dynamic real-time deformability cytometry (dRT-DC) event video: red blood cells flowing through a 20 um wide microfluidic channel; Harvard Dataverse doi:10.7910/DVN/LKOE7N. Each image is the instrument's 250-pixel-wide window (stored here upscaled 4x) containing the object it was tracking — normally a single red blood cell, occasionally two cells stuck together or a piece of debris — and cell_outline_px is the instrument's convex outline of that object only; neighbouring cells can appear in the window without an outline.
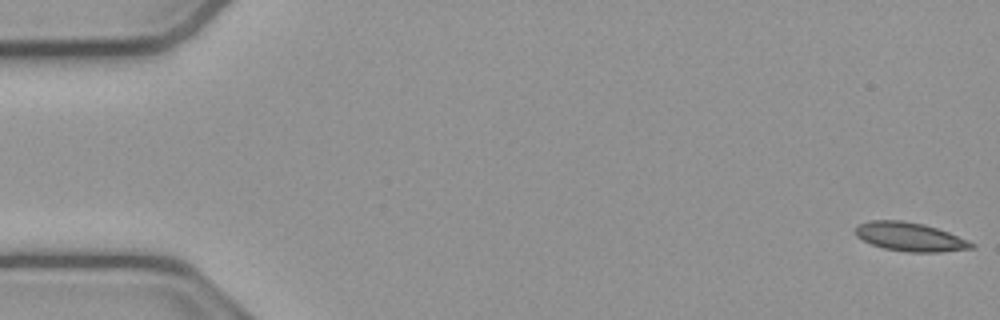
{"species": "common noctule bat (a hibernating species)", "species_latin": "Nyctalus noctula", "temperature_condition": "cold", "stored_images_in_passage": 54, "camera_frame_rate_fps": 3000, "um_per_image_px": 0.085, "animal": {"sex": "male", "body_mass_g": 23.1, "forearm_length_mm": 52.7}, "frame": {"image": 1, "passage_image": 1, "time_ms": 0.0, "image_size_px": [1000, 320], "cell_outline_px": [[976, 248], [940, 252], [908, 252], [884, 248], [872, 244], [856, 236], [856, 224], [868, 220], [904, 220], [924, 224], [948, 232], [968, 240], [976, 244]], "centroid_in_image_um": [77.36, 20.12], "position_along_channel_um": 7.6, "area_um2": 19.54}}
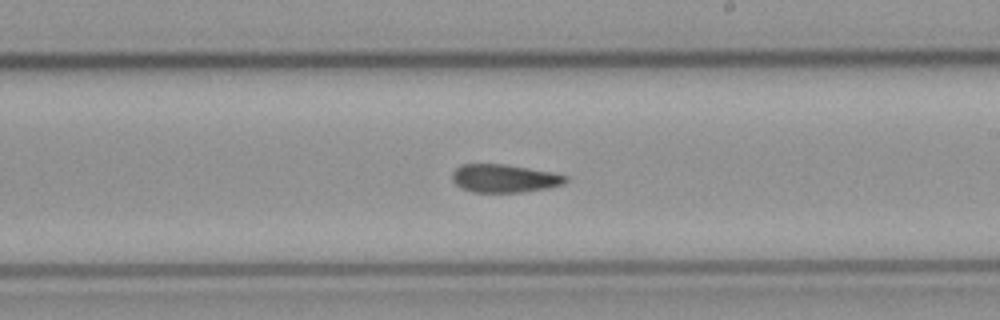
{"frame": {"image": 2, "passage_image": 31, "time_ms": 10.0, "image_size_px": [1000, 320], "cell_outline_px": [[568, 180], [564, 184], [548, 188], [520, 192], [472, 192], [460, 188], [452, 180], [452, 172], [460, 164], [504, 164], [552, 172], [568, 176]], "centroid_in_image_um": [42.85, 15.16], "position_along_channel_um": 246.1, "area_um2": 18.67}}
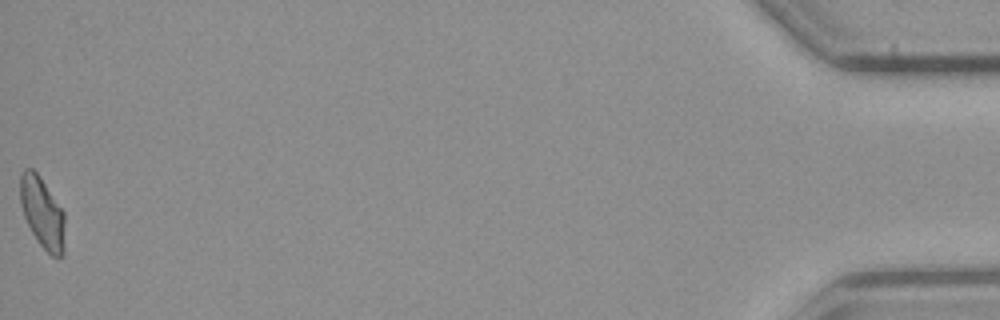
{"frame": {"image": 3, "passage_image": 54, "time_ms": 17.667, "image_size_px": [1000, 320], "cell_outline_px": [[64, 256], [52, 256], [40, 244], [32, 232], [24, 216], [20, 204], [20, 176], [24, 168], [32, 168], [36, 172], [64, 212]], "centroid_in_image_um": [3.59, 18.08], "position_along_channel_um": 431.6, "area_um2": 18.21}, "authors_computed_cell_mechanics": {"area_um2": 19.2763, "velocity_mm_per_s": 3.8236, "shape_relaxation_time_tau1_ms": null, "shape_relaxation_time_tau2_ms": 8.996, "deformation_change_tau1": null, "deformation_change_tau2": 0.1447}}